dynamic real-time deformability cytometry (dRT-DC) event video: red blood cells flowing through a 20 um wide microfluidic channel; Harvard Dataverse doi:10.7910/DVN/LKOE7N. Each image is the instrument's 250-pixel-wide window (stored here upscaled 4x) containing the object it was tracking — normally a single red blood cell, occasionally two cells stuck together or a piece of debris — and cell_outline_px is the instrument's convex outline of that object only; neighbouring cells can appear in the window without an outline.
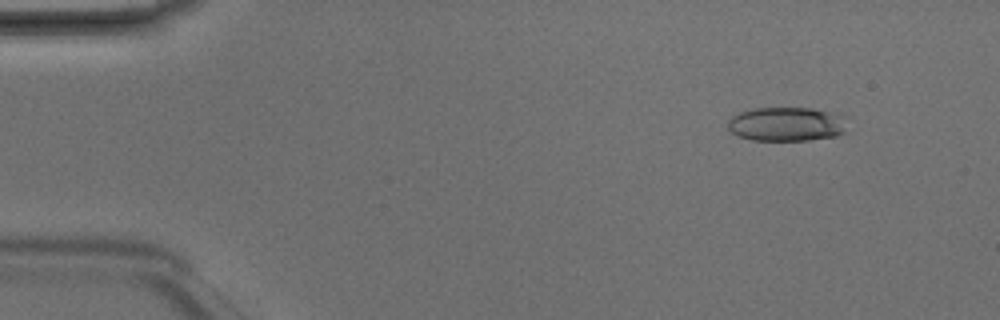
{"species": "Egyptian fruit bat (a non-hibernating species)", "species_latin": "Rousettus aegyptiacus", "temperature_condition": "room temperature", "stored_images_in_passage": 4, "camera_frame_rate_fps": 3000, "um_per_image_px": 0.085, "animal": {"sex": "male"}, "frame": {"image": 1, "passage_image": 1, "time_ms": 0.0, "image_size_px": [1000, 320], "cell_outline_px": [[848, 116], [844, 132], [836, 136], [808, 140], [752, 140], [736, 136], [728, 128], [728, 120], [732, 116], [740, 112], [752, 108], [812, 108]], "centroid_in_image_um": [66.87, 10.55], "position_along_channel_um": 18.1, "area_um2": 23.99}}
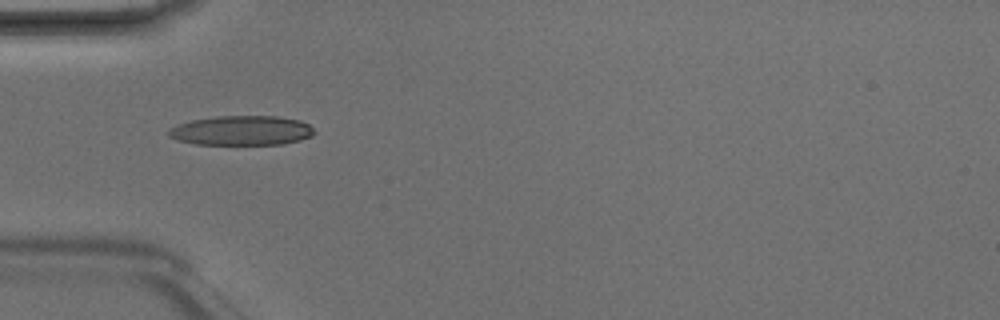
{"frame": {"image": 2, "passage_image": 4, "time_ms": 1.0, "image_size_px": [1000, 320], "cell_outline_px": [[316, 132], [312, 136], [300, 140], [284, 144], [196, 144], [176, 140], [168, 136], [168, 128], [192, 120], [216, 116], [276, 116], [300, 120], [308, 124]], "centroid_in_image_um": [20.54, 11.09], "position_along_channel_um": 64.5, "area_um2": 25.14}}